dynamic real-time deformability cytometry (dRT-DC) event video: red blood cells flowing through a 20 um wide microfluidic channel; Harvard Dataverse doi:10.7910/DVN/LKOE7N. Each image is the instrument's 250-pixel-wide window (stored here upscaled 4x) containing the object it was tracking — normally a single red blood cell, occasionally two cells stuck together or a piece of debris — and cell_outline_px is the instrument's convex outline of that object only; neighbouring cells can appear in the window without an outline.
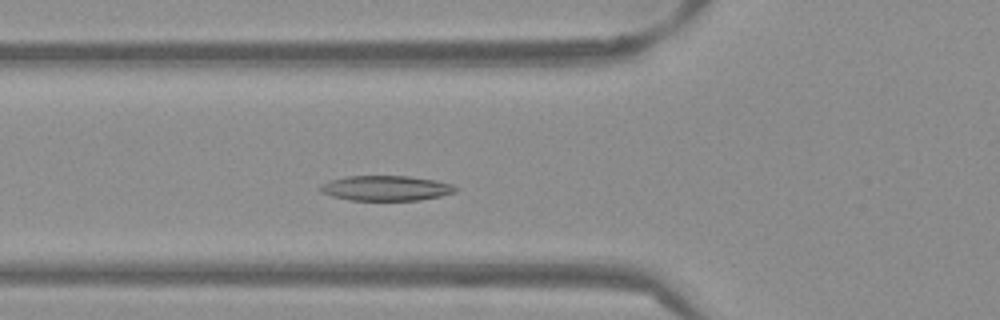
{"species": "Egyptian fruit bat (a non-hibernating species)", "species_latin": "Rousettus aegyptiacus", "temperature_condition": "warm", "stored_images_in_passage": 35, "camera_frame_rate_fps": 3000, "um_per_image_px": 0.085, "frame": {"image": 1, "passage_image": 13, "time_ms": 4.0, "image_size_px": [1000, 320], "cell_outline_px": [[460, 188], [456, 192], [440, 196], [420, 200], [348, 200], [332, 196], [320, 192], [320, 184], [332, 180], [348, 176], [408, 176], [436, 180], [452, 184]], "centroid_in_image_um": [32.84, 15.99], "position_along_channel_um": 93.0, "area_um2": 19.83}}
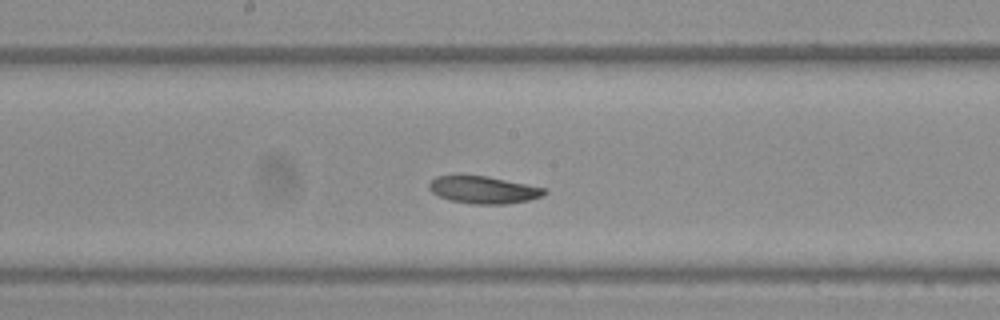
{"frame": {"image": 2, "passage_image": 22, "time_ms": 7.0, "image_size_px": [1000, 320], "cell_outline_px": [[548, 192], [544, 196], [528, 200], [504, 204], [472, 204], [448, 200], [432, 192], [428, 188], [428, 184], [436, 176], [456, 172], [460, 172], [488, 176], [548, 188]], "centroid_in_image_um": [41.06, 16.09], "position_along_channel_um": 207.1, "area_um2": 19.25}}
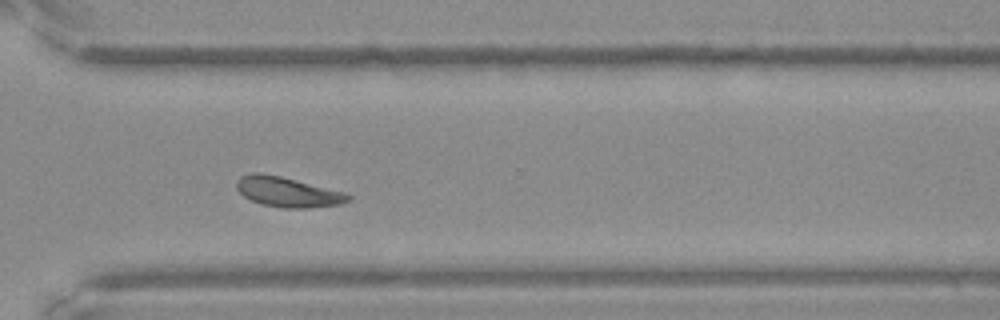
{"frame": {"image": 3, "passage_image": 33, "time_ms": 10.667, "image_size_px": [1000, 320], "cell_outline_px": [[352, 196], [348, 200], [340, 204], [308, 208], [284, 208], [260, 204], [244, 196], [236, 188], [236, 180], [240, 176], [252, 172], [260, 172], [280, 176], [344, 192]], "centroid_in_image_um": [24.4, 16.31], "position_along_channel_um": 346.2, "area_um2": 19.42}, "authors_computed_cell_mechanics": {"area_um2": 19.0162, "velocity_mm_per_s": 3.7918, "shape_relaxation_time_tau1_ms": 4.708, "shape_relaxation_time_tau2_ms": null, "deformation_change_tau1": 0.1237, "deformation_change_tau2": null}}